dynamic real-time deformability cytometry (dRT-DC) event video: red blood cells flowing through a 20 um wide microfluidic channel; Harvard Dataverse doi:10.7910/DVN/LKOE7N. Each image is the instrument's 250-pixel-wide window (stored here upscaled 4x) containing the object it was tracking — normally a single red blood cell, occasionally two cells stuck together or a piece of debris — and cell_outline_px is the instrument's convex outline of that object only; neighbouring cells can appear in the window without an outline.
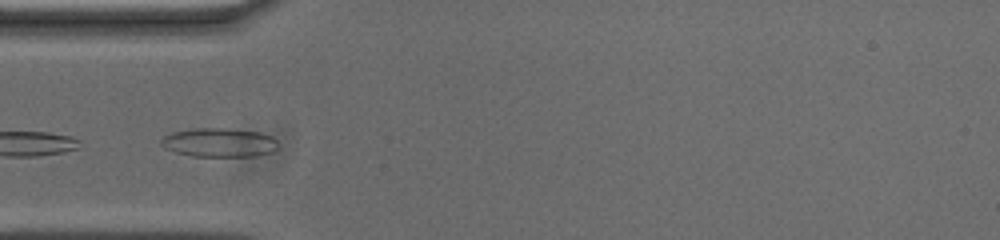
{"species": "common noctule bat (a hibernating species)", "species_latin": "Nyctalus noctula", "temperature_condition": "cold", "stored_images_in_passage": 10, "camera_frame_rate_fps": 3000, "um_per_image_px": 0.085, "animal": {"sex": "male", "body_mass_g": 20.0, "forearm_length_mm": 53.3}, "frame": {"image": 1, "passage_image": 7, "time_ms": 2.0, "image_size_px": [1000, 240], "cell_outline_px": [[276, 148], [272, 152], [256, 156], [192, 156], [176, 152], [164, 148], [160, 144], [160, 140], [164, 136], [172, 132], [192, 128], [228, 128], [260, 132], [272, 136], [276, 140]], "centroid_in_image_um": [18.61, 12.1], "position_along_channel_um": 66.4, "area_um2": 19.83}}